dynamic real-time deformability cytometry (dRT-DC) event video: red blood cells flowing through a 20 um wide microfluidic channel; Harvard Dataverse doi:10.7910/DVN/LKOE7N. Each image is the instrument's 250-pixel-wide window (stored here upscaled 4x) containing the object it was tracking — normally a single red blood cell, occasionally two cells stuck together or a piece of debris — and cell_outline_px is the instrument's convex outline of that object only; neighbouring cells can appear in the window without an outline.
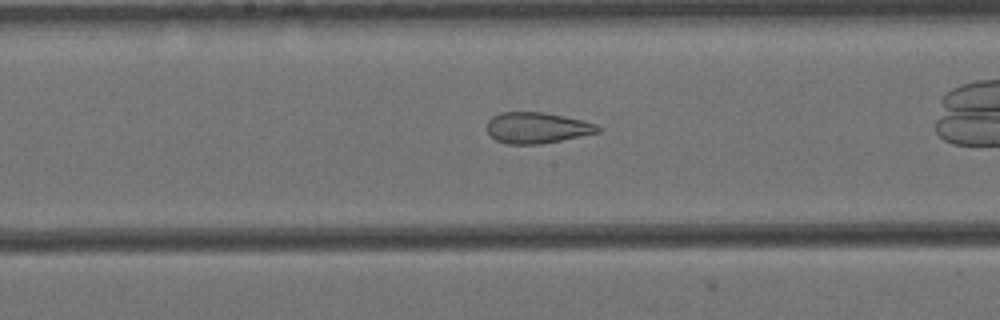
{"species": "Egyptian fruit bat (a non-hibernating species)", "species_latin": "Rousettus aegyptiacus", "temperature_condition": "cold", "stored_images_in_passage": 53, "camera_frame_rate_fps": 3000, "um_per_image_px": 0.085, "animal": {"sex": "female"}, "frame": {"image": 1, "passage_image": 23, "time_ms": 7.333, "image_size_px": [1000, 320], "cell_outline_px": [[604, 128], [600, 132], [540, 144], [508, 144], [496, 140], [488, 132], [488, 120], [492, 116], [500, 112], [540, 112], [564, 116], [596, 124]], "centroid_in_image_um": [45.65, 10.86], "position_along_channel_um": 202.5, "area_um2": 19.88}, "authors_computed_cell_mechanics": {"area_um2": 24.1026, "velocity_mm_per_s": 3.4444, "shape_relaxation_time_tau1_ms": null, "shape_relaxation_time_tau2_ms": 2.0287, "deformation_change_tau1": null, "deformation_change_tau2": 0.1125}}